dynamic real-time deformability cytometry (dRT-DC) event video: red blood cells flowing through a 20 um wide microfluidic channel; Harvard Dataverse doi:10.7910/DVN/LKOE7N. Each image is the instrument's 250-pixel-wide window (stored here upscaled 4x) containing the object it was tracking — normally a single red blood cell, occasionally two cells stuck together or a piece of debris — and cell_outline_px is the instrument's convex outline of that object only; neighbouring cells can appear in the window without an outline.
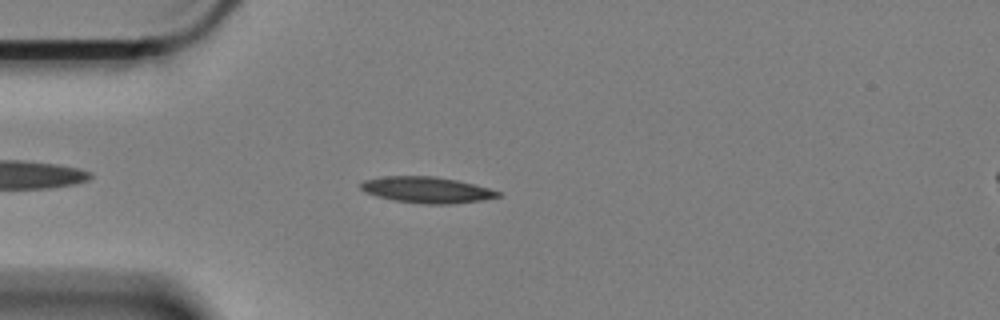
{"species": "Egyptian fruit bat (a non-hibernating species)", "species_latin": "Rousettus aegyptiacus", "temperature_condition": "cold", "stored_images_in_passage": 50, "camera_frame_rate_fps": 3000, "um_per_image_px": 0.085, "animal": {"sex": "female"}, "frame": {"image": 1, "passage_image": 6, "time_ms": 1.667, "image_size_px": [1000, 320], "cell_outline_px": [[500, 196], [480, 200], [448, 204], [432, 204], [396, 200], [380, 196], [368, 192], [360, 188], [360, 184], [364, 180], [384, 176], [436, 176], [456, 180], [488, 188], [500, 192]], "centroid_in_image_um": [36.28, 16.12], "position_along_channel_um": 48.7, "area_um2": 20.29}}
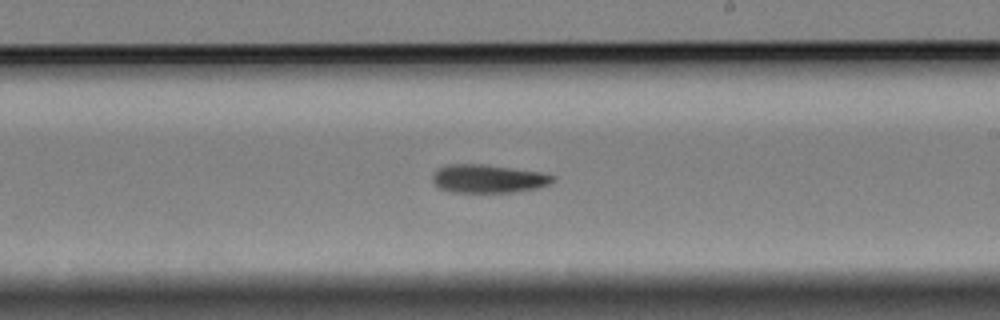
{"frame": {"image": 2, "passage_image": 25, "time_ms": 8.0, "image_size_px": [1000, 320], "cell_outline_px": [[556, 180], [540, 188], [516, 192], [452, 192], [440, 188], [432, 180], [432, 172], [436, 168], [448, 164], [480, 164], [540, 172], [556, 176]], "centroid_in_image_um": [41.49, 15.19], "position_along_channel_um": 247.5, "area_um2": 19.94}}
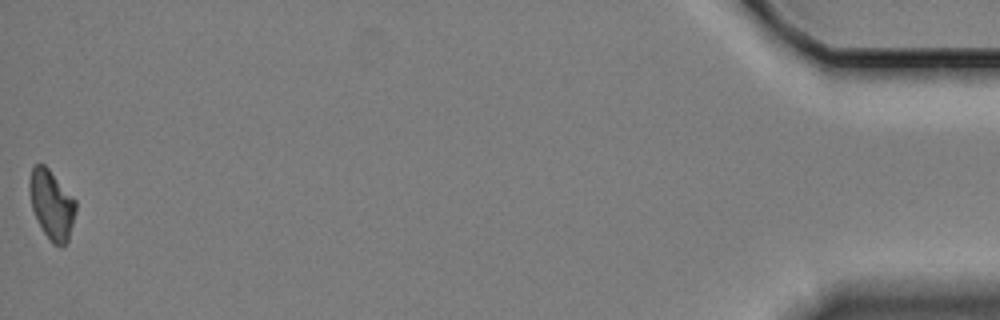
{"frame": {"image": 3, "passage_image": 50, "time_ms": 16.333, "image_size_px": [1000, 320], "cell_outline_px": [[76, 212], [68, 240], [60, 248], [52, 244], [44, 232], [32, 208], [28, 184], [28, 180], [32, 168], [36, 164], [44, 164], [48, 168], [76, 200]], "centroid_in_image_um": [4.39, 17.39], "position_along_channel_um": 430.8, "area_um2": 18.55}, "authors_computed_cell_mechanics": {"area_um2": 19.8254, "velocity_mm_per_s": 3.3217, "shape_relaxation_time_tau1_ms": 9.1616, "shape_relaxation_time_tau2_ms": null, "deformation_change_tau1": 0.1754, "deformation_change_tau2": null}}